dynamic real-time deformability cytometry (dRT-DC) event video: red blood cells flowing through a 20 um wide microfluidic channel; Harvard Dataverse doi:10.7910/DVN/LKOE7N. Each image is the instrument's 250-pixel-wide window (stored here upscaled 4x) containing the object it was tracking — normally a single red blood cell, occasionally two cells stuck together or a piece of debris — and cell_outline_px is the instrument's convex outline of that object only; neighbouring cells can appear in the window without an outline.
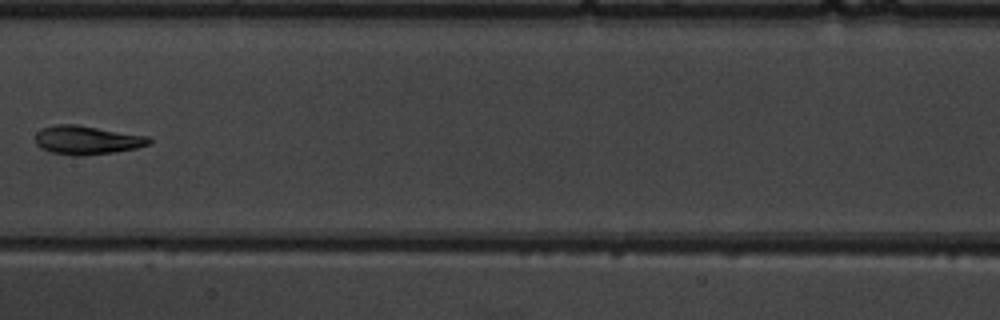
{"species": "common noctule bat (a hibernating species)", "species_latin": "Nyctalus noctula", "temperature_condition": "warm", "stored_images_in_passage": 9, "camera_frame_rate_fps": 3000, "um_per_image_px": 0.085, "animal": {"sex": "male", "body_mass_g": 19.5, "forearm_length_mm": 54.6}, "frame": {"image": 1, "passage_image": 8, "time_ms": 8.333, "image_size_px": [1000, 320], "cell_outline_px": [[152, 140], [148, 144], [136, 148], [112, 152], [80, 156], [72, 156], [52, 152], [40, 148], [36, 144], [36, 132], [40, 128], [56, 124], [76, 124], [148, 136]], "centroid_in_image_um": [7.35, 11.9], "position_along_channel_um": 200.1, "area_um2": 19.02}}
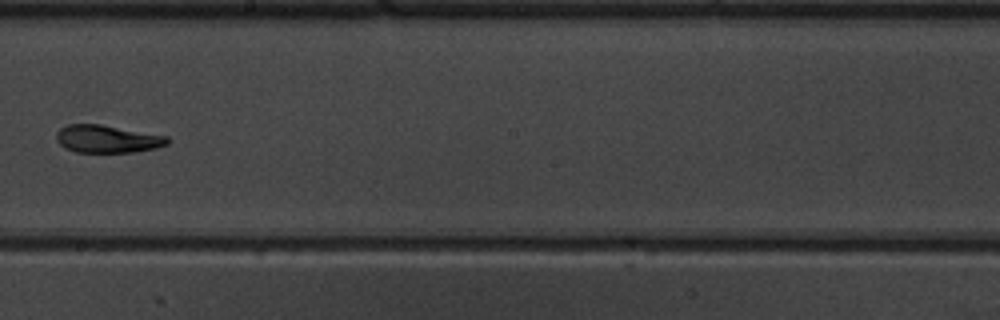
{"frame": {"image": 2, "passage_image": 9, "time_ms": 9.333, "image_size_px": [1000, 320], "cell_outline_px": [[168, 144], [156, 148], [132, 152], [76, 152], [64, 148], [56, 140], [56, 132], [60, 128], [68, 124], [100, 124], [168, 136]], "centroid_in_image_um": [9.09, 11.81], "position_along_channel_um": 239.1, "area_um2": 17.92}}